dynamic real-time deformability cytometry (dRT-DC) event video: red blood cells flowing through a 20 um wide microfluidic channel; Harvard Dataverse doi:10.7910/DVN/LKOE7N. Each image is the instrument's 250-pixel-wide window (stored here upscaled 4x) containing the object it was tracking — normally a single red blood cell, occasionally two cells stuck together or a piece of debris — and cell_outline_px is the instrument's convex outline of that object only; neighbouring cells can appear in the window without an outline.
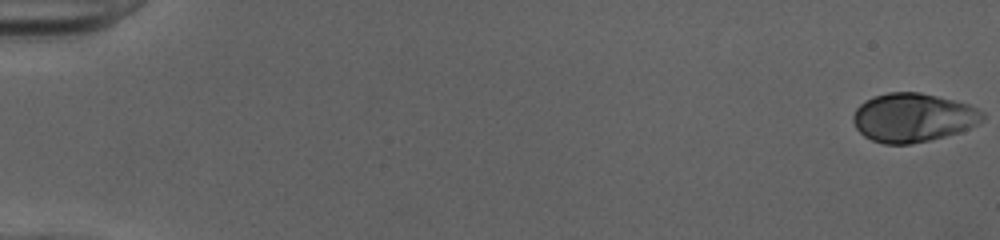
{"species": "human", "species_latin": "Homo sapiens", "temperature_condition": "cold", "stored_images_in_passage": 52, "camera_frame_rate_fps": 3000, "um_per_image_px": 0.085, "donor": {"sex": "female"}, "frame": {"image": 1, "passage_image": 1, "time_ms": 0.0, "image_size_px": [1000, 240], "cell_outline_px": [[984, 120], [960, 132], [912, 144], [884, 144], [872, 140], [864, 136], [856, 128], [852, 120], [852, 116], [856, 108], [864, 100], [872, 96], [888, 92], [920, 92], [968, 104], [984, 112]], "centroid_in_image_um": [77.57, 9.99], "position_along_channel_um": 7.4, "area_um2": 36.82}}
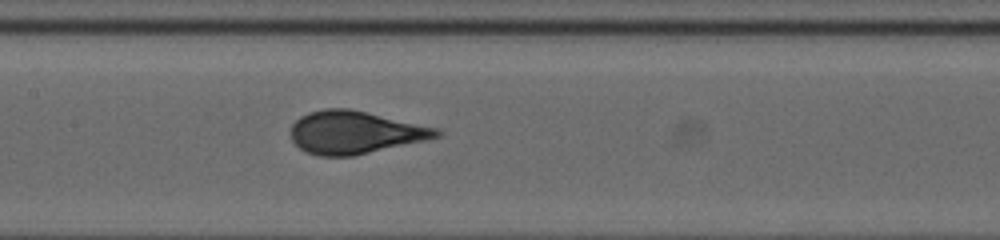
{"frame": {"image": 2, "passage_image": 27, "time_ms": 8.667, "image_size_px": [1000, 240], "cell_outline_px": [[444, 132], [440, 136], [424, 140], [352, 156], [320, 156], [308, 152], [300, 148], [292, 140], [292, 124], [300, 116], [308, 112], [324, 108], [348, 108], [440, 128]], "centroid_in_image_um": [30.18, 11.24], "position_along_channel_um": 177.2, "area_um2": 36.07}}
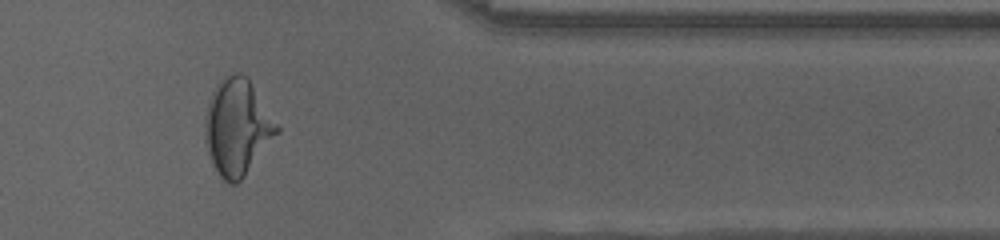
{"frame": {"image": 3, "passage_image": 44, "time_ms": 14.333, "image_size_px": [1000, 240], "cell_outline_px": [[280, 132], [244, 176], [236, 184], [228, 184], [220, 180], [208, 152], [204, 140], [204, 116], [212, 92], [216, 84], [228, 76], [236, 72], [240, 72], [248, 76], [280, 128]], "centroid_in_image_um": [20.16, 10.82], "position_along_channel_um": 391.2, "area_um2": 40.52}, "authors_computed_cell_mechanics": {"area_um2": 36.0672, "velocity_mm_per_s": 4.032, "shape_relaxation_time_tau1_ms": 4.4251, "shape_relaxation_time_tau2_ms": null, "deformation_change_tau1": 0.2103, "deformation_change_tau2": null}}